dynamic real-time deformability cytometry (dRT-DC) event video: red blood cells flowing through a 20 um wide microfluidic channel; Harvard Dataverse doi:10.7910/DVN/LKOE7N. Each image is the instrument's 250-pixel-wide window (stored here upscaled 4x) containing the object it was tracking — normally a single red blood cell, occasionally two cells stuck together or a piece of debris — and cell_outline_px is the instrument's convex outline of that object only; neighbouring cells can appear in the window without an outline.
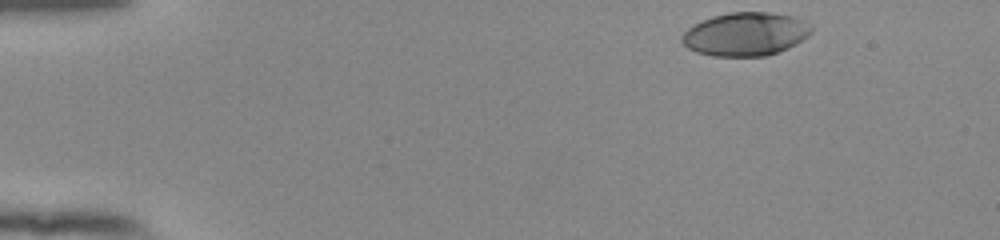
{"species": "human", "species_latin": "Homo sapiens", "temperature_condition": "room temperature", "stored_images_in_passage": 48, "camera_frame_rate_fps": 3000, "um_per_image_px": 0.085, "donor": {"sex": "female"}, "frame": {"image": 1, "passage_image": 1, "time_ms": 0.0, "image_size_px": [1000, 240], "cell_outline_px": [[812, 32], [808, 36], [788, 48], [764, 56], [712, 56], [696, 52], [688, 48], [680, 40], [680, 36], [688, 28], [712, 16], [728, 12], [772, 12], [796, 16], [812, 24]], "centroid_in_image_um": [63.39, 2.89], "position_along_channel_um": 21.6, "area_um2": 32.95}}
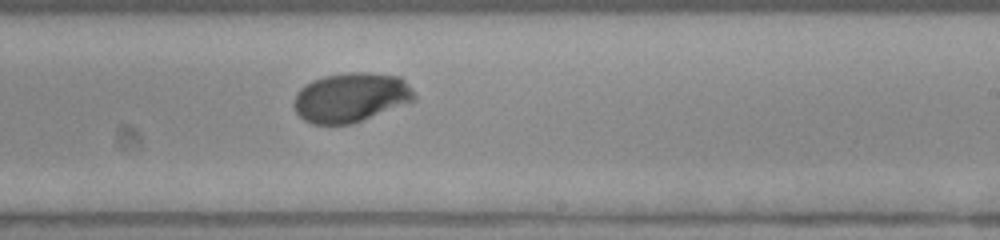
{"frame": {"image": 2, "passage_image": 28, "time_ms": 9.0, "image_size_px": [1000, 240], "cell_outline_px": [[416, 100], [352, 124], [312, 124], [304, 120], [296, 112], [292, 104], [296, 92], [304, 84], [312, 80], [324, 76], [348, 72], [368, 72], [400, 76], [408, 84], [416, 96]], "centroid_in_image_um": [29.8, 8.27], "position_along_channel_um": 259.2, "area_um2": 34.91}}
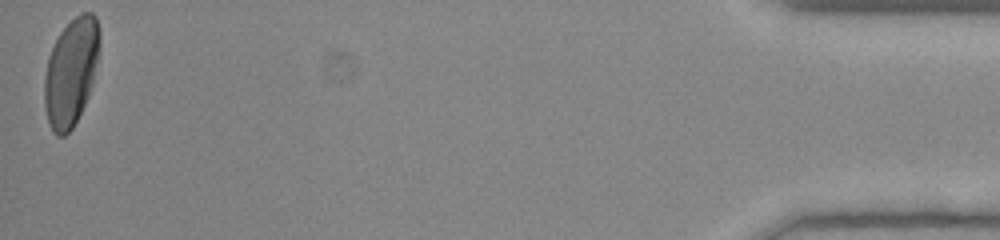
{"frame": {"image": 3, "passage_image": 48, "time_ms": 15.667, "image_size_px": [1000, 240], "cell_outline_px": [[100, 44], [92, 84], [88, 96], [72, 128], [64, 136], [56, 136], [52, 132], [48, 124], [44, 104], [44, 76], [48, 56], [60, 32], [80, 12], [92, 12], [96, 16], [100, 32]], "centroid_in_image_um": [6.02, 6.12], "position_along_channel_um": 429.2, "area_um2": 34.56}, "authors_computed_cell_mechanics": {"area_um2": 33.6685, "velocity_mm_per_s": 3.834, "shape_relaxation_time_tau1_ms": 2.8563, "shape_relaxation_time_tau2_ms": null, "deformation_change_tau1": 0.1712, "deformation_change_tau2": null}}